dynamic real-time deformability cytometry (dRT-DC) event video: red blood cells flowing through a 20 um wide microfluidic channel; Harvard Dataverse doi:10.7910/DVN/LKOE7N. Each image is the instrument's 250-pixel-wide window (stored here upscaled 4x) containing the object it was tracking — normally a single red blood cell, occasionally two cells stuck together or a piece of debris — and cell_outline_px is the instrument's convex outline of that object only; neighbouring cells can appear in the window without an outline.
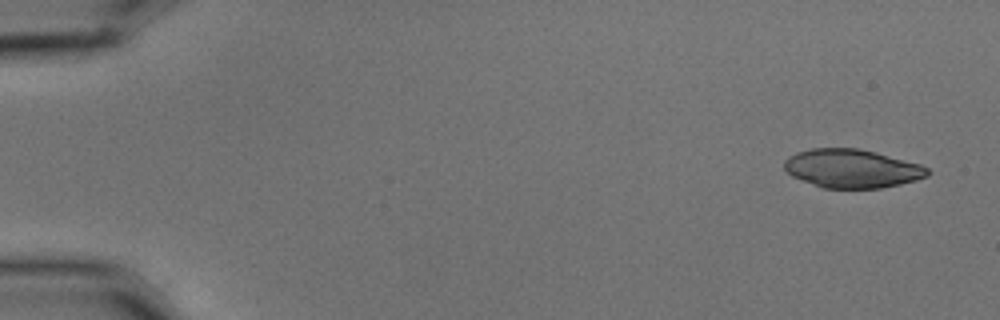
{"species": "common noctule bat (a hibernating species)", "species_latin": "Nyctalus noctula", "temperature_condition": "cold", "stored_images_in_passage": 5, "camera_frame_rate_fps": 3000, "um_per_image_px": 0.085, "animal": {"sex": "male", "body_mass_g": 15.6}, "frame": {"image": 1, "passage_image": 1, "time_ms": 0.0, "image_size_px": [1000, 320], "cell_outline_px": [[932, 172], [928, 176], [916, 180], [900, 184], [880, 188], [824, 188], [792, 176], [784, 168], [784, 160], [788, 156], [796, 152], [812, 148], [856, 148], [876, 152], [920, 164], [928, 168]], "centroid_in_image_um": [72.43, 14.32], "position_along_channel_um": 12.6, "area_um2": 32.19}}